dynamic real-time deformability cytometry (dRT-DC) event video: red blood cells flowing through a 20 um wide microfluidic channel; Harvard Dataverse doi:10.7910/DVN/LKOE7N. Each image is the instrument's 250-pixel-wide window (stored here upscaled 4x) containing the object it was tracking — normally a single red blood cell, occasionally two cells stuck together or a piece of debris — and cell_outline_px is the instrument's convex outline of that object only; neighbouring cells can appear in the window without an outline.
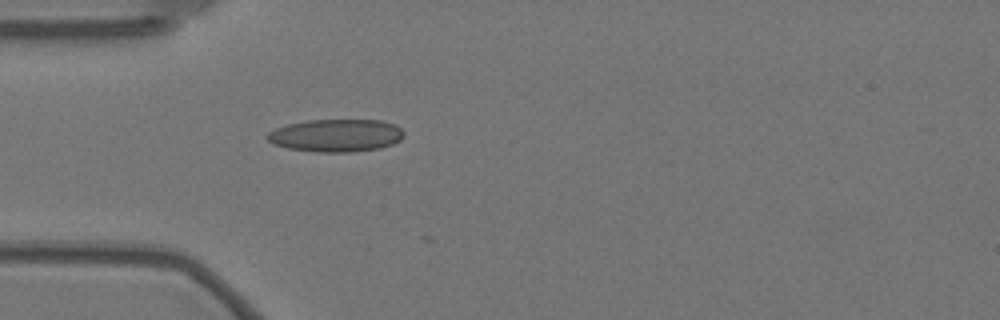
{"species": "Egyptian fruit bat (a non-hibernating species)", "species_latin": "Rousettus aegyptiacus", "temperature_condition": "warm", "stored_images_in_passage": 3, "camera_frame_rate_fps": 3000, "um_per_image_px": 0.085, "animal": {"sex": "female"}, "frame": {"image": 1, "passage_image": 1, "time_ms": 0.0, "image_size_px": [1000, 320], "cell_outline_px": [[404, 136], [400, 140], [392, 144], [380, 148], [352, 152], [316, 152], [288, 148], [272, 144], [268, 140], [268, 132], [276, 128], [288, 124], [308, 120], [380, 120], [396, 124], [404, 132]], "centroid_in_image_um": [28.58, 11.51], "position_along_channel_um": 56.4, "area_um2": 26.07}}